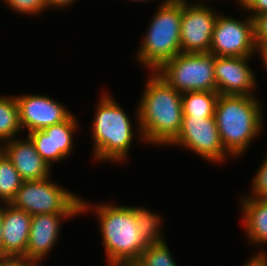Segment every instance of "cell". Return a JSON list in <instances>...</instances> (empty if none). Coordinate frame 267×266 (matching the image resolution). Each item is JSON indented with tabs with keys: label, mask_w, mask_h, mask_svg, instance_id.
Instances as JSON below:
<instances>
[{
	"label": "cell",
	"mask_w": 267,
	"mask_h": 266,
	"mask_svg": "<svg viewBox=\"0 0 267 266\" xmlns=\"http://www.w3.org/2000/svg\"><path fill=\"white\" fill-rule=\"evenodd\" d=\"M150 77L137 107V133L145 143L170 146L182 126V94L156 72Z\"/></svg>",
	"instance_id": "6da1fadb"
},
{
	"label": "cell",
	"mask_w": 267,
	"mask_h": 266,
	"mask_svg": "<svg viewBox=\"0 0 267 266\" xmlns=\"http://www.w3.org/2000/svg\"><path fill=\"white\" fill-rule=\"evenodd\" d=\"M90 209L101 224L108 266H132L149 245L137 227L134 207L101 203L92 208L81 198V214Z\"/></svg>",
	"instance_id": "7a4b0ae2"
},
{
	"label": "cell",
	"mask_w": 267,
	"mask_h": 266,
	"mask_svg": "<svg viewBox=\"0 0 267 266\" xmlns=\"http://www.w3.org/2000/svg\"><path fill=\"white\" fill-rule=\"evenodd\" d=\"M262 109L256 95L219 94L214 118L221 143L232 158L242 156L262 132Z\"/></svg>",
	"instance_id": "3957f363"
},
{
	"label": "cell",
	"mask_w": 267,
	"mask_h": 266,
	"mask_svg": "<svg viewBox=\"0 0 267 266\" xmlns=\"http://www.w3.org/2000/svg\"><path fill=\"white\" fill-rule=\"evenodd\" d=\"M100 98L91 126L95 161L125 162L135 134L134 127L110 94Z\"/></svg>",
	"instance_id": "277c9868"
},
{
	"label": "cell",
	"mask_w": 267,
	"mask_h": 266,
	"mask_svg": "<svg viewBox=\"0 0 267 266\" xmlns=\"http://www.w3.org/2000/svg\"><path fill=\"white\" fill-rule=\"evenodd\" d=\"M158 8L135 54L136 60L153 72L181 53V0H164Z\"/></svg>",
	"instance_id": "5b68a950"
},
{
	"label": "cell",
	"mask_w": 267,
	"mask_h": 266,
	"mask_svg": "<svg viewBox=\"0 0 267 266\" xmlns=\"http://www.w3.org/2000/svg\"><path fill=\"white\" fill-rule=\"evenodd\" d=\"M179 93L216 91L214 55L211 53H179L157 71Z\"/></svg>",
	"instance_id": "8992f818"
},
{
	"label": "cell",
	"mask_w": 267,
	"mask_h": 266,
	"mask_svg": "<svg viewBox=\"0 0 267 266\" xmlns=\"http://www.w3.org/2000/svg\"><path fill=\"white\" fill-rule=\"evenodd\" d=\"M50 181V177L23 181L10 204L32 216L47 213H81L80 196Z\"/></svg>",
	"instance_id": "52a82bcc"
},
{
	"label": "cell",
	"mask_w": 267,
	"mask_h": 266,
	"mask_svg": "<svg viewBox=\"0 0 267 266\" xmlns=\"http://www.w3.org/2000/svg\"><path fill=\"white\" fill-rule=\"evenodd\" d=\"M209 53L218 57H247L257 54L253 18L249 15L240 21L218 13Z\"/></svg>",
	"instance_id": "ba28073f"
},
{
	"label": "cell",
	"mask_w": 267,
	"mask_h": 266,
	"mask_svg": "<svg viewBox=\"0 0 267 266\" xmlns=\"http://www.w3.org/2000/svg\"><path fill=\"white\" fill-rule=\"evenodd\" d=\"M170 145L186 147L211 163H222L229 157L214 117L183 116L181 130Z\"/></svg>",
	"instance_id": "9c48e42d"
},
{
	"label": "cell",
	"mask_w": 267,
	"mask_h": 266,
	"mask_svg": "<svg viewBox=\"0 0 267 266\" xmlns=\"http://www.w3.org/2000/svg\"><path fill=\"white\" fill-rule=\"evenodd\" d=\"M181 0L180 42L182 53H209L217 12L201 2Z\"/></svg>",
	"instance_id": "30bf717a"
},
{
	"label": "cell",
	"mask_w": 267,
	"mask_h": 266,
	"mask_svg": "<svg viewBox=\"0 0 267 266\" xmlns=\"http://www.w3.org/2000/svg\"><path fill=\"white\" fill-rule=\"evenodd\" d=\"M19 108V121L27 133L43 130L48 126L64 122L72 113L62 104L44 95L15 96Z\"/></svg>",
	"instance_id": "8fae6325"
},
{
	"label": "cell",
	"mask_w": 267,
	"mask_h": 266,
	"mask_svg": "<svg viewBox=\"0 0 267 266\" xmlns=\"http://www.w3.org/2000/svg\"><path fill=\"white\" fill-rule=\"evenodd\" d=\"M75 118L71 114L64 122L27 134L37 153L50 167L52 163L67 158L73 151V134L79 127Z\"/></svg>",
	"instance_id": "7c38bea8"
},
{
	"label": "cell",
	"mask_w": 267,
	"mask_h": 266,
	"mask_svg": "<svg viewBox=\"0 0 267 266\" xmlns=\"http://www.w3.org/2000/svg\"><path fill=\"white\" fill-rule=\"evenodd\" d=\"M247 57L214 56L216 91L221 95H254L256 87L254 71L250 68Z\"/></svg>",
	"instance_id": "4fadbf2b"
},
{
	"label": "cell",
	"mask_w": 267,
	"mask_h": 266,
	"mask_svg": "<svg viewBox=\"0 0 267 266\" xmlns=\"http://www.w3.org/2000/svg\"><path fill=\"white\" fill-rule=\"evenodd\" d=\"M81 213H47L32 216L26 258L37 265L57 244L60 224Z\"/></svg>",
	"instance_id": "5bb4252c"
},
{
	"label": "cell",
	"mask_w": 267,
	"mask_h": 266,
	"mask_svg": "<svg viewBox=\"0 0 267 266\" xmlns=\"http://www.w3.org/2000/svg\"><path fill=\"white\" fill-rule=\"evenodd\" d=\"M0 150L11 161L23 181L42 180L50 177L51 167L37 153L29 137L5 141Z\"/></svg>",
	"instance_id": "9a60e30c"
},
{
	"label": "cell",
	"mask_w": 267,
	"mask_h": 266,
	"mask_svg": "<svg viewBox=\"0 0 267 266\" xmlns=\"http://www.w3.org/2000/svg\"><path fill=\"white\" fill-rule=\"evenodd\" d=\"M1 205H4L1 254L26 258L32 215L14 208L11 204Z\"/></svg>",
	"instance_id": "2e32d148"
},
{
	"label": "cell",
	"mask_w": 267,
	"mask_h": 266,
	"mask_svg": "<svg viewBox=\"0 0 267 266\" xmlns=\"http://www.w3.org/2000/svg\"><path fill=\"white\" fill-rule=\"evenodd\" d=\"M243 226L248 242L263 246L267 244V199L249 196L241 199Z\"/></svg>",
	"instance_id": "e0dca14e"
},
{
	"label": "cell",
	"mask_w": 267,
	"mask_h": 266,
	"mask_svg": "<svg viewBox=\"0 0 267 266\" xmlns=\"http://www.w3.org/2000/svg\"><path fill=\"white\" fill-rule=\"evenodd\" d=\"M217 91H194L182 93L183 116L214 117Z\"/></svg>",
	"instance_id": "ac0fdd59"
},
{
	"label": "cell",
	"mask_w": 267,
	"mask_h": 266,
	"mask_svg": "<svg viewBox=\"0 0 267 266\" xmlns=\"http://www.w3.org/2000/svg\"><path fill=\"white\" fill-rule=\"evenodd\" d=\"M21 130L15 95L0 96V145L15 138Z\"/></svg>",
	"instance_id": "d6986e66"
},
{
	"label": "cell",
	"mask_w": 267,
	"mask_h": 266,
	"mask_svg": "<svg viewBox=\"0 0 267 266\" xmlns=\"http://www.w3.org/2000/svg\"><path fill=\"white\" fill-rule=\"evenodd\" d=\"M23 180L11 161L0 150V201L10 204Z\"/></svg>",
	"instance_id": "ffe728a7"
},
{
	"label": "cell",
	"mask_w": 267,
	"mask_h": 266,
	"mask_svg": "<svg viewBox=\"0 0 267 266\" xmlns=\"http://www.w3.org/2000/svg\"><path fill=\"white\" fill-rule=\"evenodd\" d=\"M134 210L139 232L149 244L162 243L166 240L161 233L162 228L159 227L160 224L162 226V220L158 214L142 207L135 206Z\"/></svg>",
	"instance_id": "44dd1931"
},
{
	"label": "cell",
	"mask_w": 267,
	"mask_h": 266,
	"mask_svg": "<svg viewBox=\"0 0 267 266\" xmlns=\"http://www.w3.org/2000/svg\"><path fill=\"white\" fill-rule=\"evenodd\" d=\"M169 250L166 240L149 244L132 266H178Z\"/></svg>",
	"instance_id": "7402d4cb"
},
{
	"label": "cell",
	"mask_w": 267,
	"mask_h": 266,
	"mask_svg": "<svg viewBox=\"0 0 267 266\" xmlns=\"http://www.w3.org/2000/svg\"><path fill=\"white\" fill-rule=\"evenodd\" d=\"M14 12L28 15H39L47 9L45 0H3Z\"/></svg>",
	"instance_id": "603a6c76"
},
{
	"label": "cell",
	"mask_w": 267,
	"mask_h": 266,
	"mask_svg": "<svg viewBox=\"0 0 267 266\" xmlns=\"http://www.w3.org/2000/svg\"><path fill=\"white\" fill-rule=\"evenodd\" d=\"M252 179L250 196L267 199V156Z\"/></svg>",
	"instance_id": "cb8c5ba5"
},
{
	"label": "cell",
	"mask_w": 267,
	"mask_h": 266,
	"mask_svg": "<svg viewBox=\"0 0 267 266\" xmlns=\"http://www.w3.org/2000/svg\"><path fill=\"white\" fill-rule=\"evenodd\" d=\"M253 21L256 46L267 45V12L256 15Z\"/></svg>",
	"instance_id": "d4e9b609"
},
{
	"label": "cell",
	"mask_w": 267,
	"mask_h": 266,
	"mask_svg": "<svg viewBox=\"0 0 267 266\" xmlns=\"http://www.w3.org/2000/svg\"><path fill=\"white\" fill-rule=\"evenodd\" d=\"M0 266H38L34 261L25 257L4 256L0 261Z\"/></svg>",
	"instance_id": "484cf974"
},
{
	"label": "cell",
	"mask_w": 267,
	"mask_h": 266,
	"mask_svg": "<svg viewBox=\"0 0 267 266\" xmlns=\"http://www.w3.org/2000/svg\"><path fill=\"white\" fill-rule=\"evenodd\" d=\"M243 9L250 12L254 18L256 15L267 12V0H251Z\"/></svg>",
	"instance_id": "4316f807"
},
{
	"label": "cell",
	"mask_w": 267,
	"mask_h": 266,
	"mask_svg": "<svg viewBox=\"0 0 267 266\" xmlns=\"http://www.w3.org/2000/svg\"><path fill=\"white\" fill-rule=\"evenodd\" d=\"M260 251H257L256 254H253L251 259H249L242 266H267V254L263 250Z\"/></svg>",
	"instance_id": "83f0119b"
},
{
	"label": "cell",
	"mask_w": 267,
	"mask_h": 266,
	"mask_svg": "<svg viewBox=\"0 0 267 266\" xmlns=\"http://www.w3.org/2000/svg\"><path fill=\"white\" fill-rule=\"evenodd\" d=\"M45 1H46L47 9L49 7H52V8H54V7L58 8L59 7L62 9V7L65 8L69 5H72L77 0H45Z\"/></svg>",
	"instance_id": "f1b7e54d"
},
{
	"label": "cell",
	"mask_w": 267,
	"mask_h": 266,
	"mask_svg": "<svg viewBox=\"0 0 267 266\" xmlns=\"http://www.w3.org/2000/svg\"><path fill=\"white\" fill-rule=\"evenodd\" d=\"M257 52L261 55L263 65H265V69H267V45L265 46H256Z\"/></svg>",
	"instance_id": "f546056e"
},
{
	"label": "cell",
	"mask_w": 267,
	"mask_h": 266,
	"mask_svg": "<svg viewBox=\"0 0 267 266\" xmlns=\"http://www.w3.org/2000/svg\"><path fill=\"white\" fill-rule=\"evenodd\" d=\"M2 220H3V207H1L0 205V252H1V245H2V240H3Z\"/></svg>",
	"instance_id": "4dcf8cb0"
},
{
	"label": "cell",
	"mask_w": 267,
	"mask_h": 266,
	"mask_svg": "<svg viewBox=\"0 0 267 266\" xmlns=\"http://www.w3.org/2000/svg\"><path fill=\"white\" fill-rule=\"evenodd\" d=\"M251 0H238L237 3L239 2V5L241 8H244Z\"/></svg>",
	"instance_id": "1f68e13d"
},
{
	"label": "cell",
	"mask_w": 267,
	"mask_h": 266,
	"mask_svg": "<svg viewBox=\"0 0 267 266\" xmlns=\"http://www.w3.org/2000/svg\"><path fill=\"white\" fill-rule=\"evenodd\" d=\"M4 256L1 254V252H0V261H1V259L3 258Z\"/></svg>",
	"instance_id": "d6a6232c"
}]
</instances>
